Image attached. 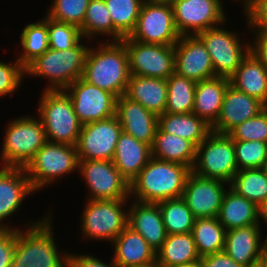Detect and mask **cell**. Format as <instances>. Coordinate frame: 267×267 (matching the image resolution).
<instances>
[{
	"instance_id": "obj_7",
	"label": "cell",
	"mask_w": 267,
	"mask_h": 267,
	"mask_svg": "<svg viewBox=\"0 0 267 267\" xmlns=\"http://www.w3.org/2000/svg\"><path fill=\"white\" fill-rule=\"evenodd\" d=\"M76 146L47 141L24 167L34 192L61 176L78 171Z\"/></svg>"
},
{
	"instance_id": "obj_23",
	"label": "cell",
	"mask_w": 267,
	"mask_h": 267,
	"mask_svg": "<svg viewBox=\"0 0 267 267\" xmlns=\"http://www.w3.org/2000/svg\"><path fill=\"white\" fill-rule=\"evenodd\" d=\"M128 211V226L139 233L157 252L165 239L167 232L158 203H143L131 201Z\"/></svg>"
},
{
	"instance_id": "obj_1",
	"label": "cell",
	"mask_w": 267,
	"mask_h": 267,
	"mask_svg": "<svg viewBox=\"0 0 267 267\" xmlns=\"http://www.w3.org/2000/svg\"><path fill=\"white\" fill-rule=\"evenodd\" d=\"M191 172L188 166L151 157L130 183V196L143 203L181 198Z\"/></svg>"
},
{
	"instance_id": "obj_39",
	"label": "cell",
	"mask_w": 267,
	"mask_h": 267,
	"mask_svg": "<svg viewBox=\"0 0 267 267\" xmlns=\"http://www.w3.org/2000/svg\"><path fill=\"white\" fill-rule=\"evenodd\" d=\"M80 31L84 39L107 34L106 36H112L113 41V22L104 0H90Z\"/></svg>"
},
{
	"instance_id": "obj_12",
	"label": "cell",
	"mask_w": 267,
	"mask_h": 267,
	"mask_svg": "<svg viewBox=\"0 0 267 267\" xmlns=\"http://www.w3.org/2000/svg\"><path fill=\"white\" fill-rule=\"evenodd\" d=\"M129 37L142 43L175 45L181 35L175 26L172 4L144 1Z\"/></svg>"
},
{
	"instance_id": "obj_40",
	"label": "cell",
	"mask_w": 267,
	"mask_h": 267,
	"mask_svg": "<svg viewBox=\"0 0 267 267\" xmlns=\"http://www.w3.org/2000/svg\"><path fill=\"white\" fill-rule=\"evenodd\" d=\"M44 17L42 20L47 24L50 49L68 50L84 39L79 27L53 20L47 15Z\"/></svg>"
},
{
	"instance_id": "obj_8",
	"label": "cell",
	"mask_w": 267,
	"mask_h": 267,
	"mask_svg": "<svg viewBox=\"0 0 267 267\" xmlns=\"http://www.w3.org/2000/svg\"><path fill=\"white\" fill-rule=\"evenodd\" d=\"M234 140L228 134L211 132L198 146L192 172L230 184L238 172Z\"/></svg>"
},
{
	"instance_id": "obj_22",
	"label": "cell",
	"mask_w": 267,
	"mask_h": 267,
	"mask_svg": "<svg viewBox=\"0 0 267 267\" xmlns=\"http://www.w3.org/2000/svg\"><path fill=\"white\" fill-rule=\"evenodd\" d=\"M259 224L226 231L224 251L244 267H256L265 241Z\"/></svg>"
},
{
	"instance_id": "obj_15",
	"label": "cell",
	"mask_w": 267,
	"mask_h": 267,
	"mask_svg": "<svg viewBox=\"0 0 267 267\" xmlns=\"http://www.w3.org/2000/svg\"><path fill=\"white\" fill-rule=\"evenodd\" d=\"M122 131L116 115L83 124L76 144L78 160L112 161Z\"/></svg>"
},
{
	"instance_id": "obj_51",
	"label": "cell",
	"mask_w": 267,
	"mask_h": 267,
	"mask_svg": "<svg viewBox=\"0 0 267 267\" xmlns=\"http://www.w3.org/2000/svg\"><path fill=\"white\" fill-rule=\"evenodd\" d=\"M256 267H267V235Z\"/></svg>"
},
{
	"instance_id": "obj_34",
	"label": "cell",
	"mask_w": 267,
	"mask_h": 267,
	"mask_svg": "<svg viewBox=\"0 0 267 267\" xmlns=\"http://www.w3.org/2000/svg\"><path fill=\"white\" fill-rule=\"evenodd\" d=\"M113 22V41H121L134 31L144 0H104Z\"/></svg>"
},
{
	"instance_id": "obj_43",
	"label": "cell",
	"mask_w": 267,
	"mask_h": 267,
	"mask_svg": "<svg viewBox=\"0 0 267 267\" xmlns=\"http://www.w3.org/2000/svg\"><path fill=\"white\" fill-rule=\"evenodd\" d=\"M228 135L233 140L261 141L267 143V107L257 116L234 127Z\"/></svg>"
},
{
	"instance_id": "obj_35",
	"label": "cell",
	"mask_w": 267,
	"mask_h": 267,
	"mask_svg": "<svg viewBox=\"0 0 267 267\" xmlns=\"http://www.w3.org/2000/svg\"><path fill=\"white\" fill-rule=\"evenodd\" d=\"M166 113L186 114L193 111L196 83L174 72L167 80Z\"/></svg>"
},
{
	"instance_id": "obj_54",
	"label": "cell",
	"mask_w": 267,
	"mask_h": 267,
	"mask_svg": "<svg viewBox=\"0 0 267 267\" xmlns=\"http://www.w3.org/2000/svg\"><path fill=\"white\" fill-rule=\"evenodd\" d=\"M261 171L263 172V174L265 175V177L267 178V160L264 162V164L260 167Z\"/></svg>"
},
{
	"instance_id": "obj_19",
	"label": "cell",
	"mask_w": 267,
	"mask_h": 267,
	"mask_svg": "<svg viewBox=\"0 0 267 267\" xmlns=\"http://www.w3.org/2000/svg\"><path fill=\"white\" fill-rule=\"evenodd\" d=\"M265 108L261 101L229 84L224 93L219 117L211 126L212 132L228 134L238 124L257 116Z\"/></svg>"
},
{
	"instance_id": "obj_9",
	"label": "cell",
	"mask_w": 267,
	"mask_h": 267,
	"mask_svg": "<svg viewBox=\"0 0 267 267\" xmlns=\"http://www.w3.org/2000/svg\"><path fill=\"white\" fill-rule=\"evenodd\" d=\"M86 202L80 225L82 236L112 243L128 226V212L123 208L128 200L87 199Z\"/></svg>"
},
{
	"instance_id": "obj_52",
	"label": "cell",
	"mask_w": 267,
	"mask_h": 267,
	"mask_svg": "<svg viewBox=\"0 0 267 267\" xmlns=\"http://www.w3.org/2000/svg\"><path fill=\"white\" fill-rule=\"evenodd\" d=\"M177 267H204V264L200 259H198L197 261H194V262H191V263H187V264H184V265H181V266H177Z\"/></svg>"
},
{
	"instance_id": "obj_41",
	"label": "cell",
	"mask_w": 267,
	"mask_h": 267,
	"mask_svg": "<svg viewBox=\"0 0 267 267\" xmlns=\"http://www.w3.org/2000/svg\"><path fill=\"white\" fill-rule=\"evenodd\" d=\"M90 0H52L47 16L53 20L81 27Z\"/></svg>"
},
{
	"instance_id": "obj_25",
	"label": "cell",
	"mask_w": 267,
	"mask_h": 267,
	"mask_svg": "<svg viewBox=\"0 0 267 267\" xmlns=\"http://www.w3.org/2000/svg\"><path fill=\"white\" fill-rule=\"evenodd\" d=\"M151 146L122 131L116 144L113 164L130 184L151 158Z\"/></svg>"
},
{
	"instance_id": "obj_28",
	"label": "cell",
	"mask_w": 267,
	"mask_h": 267,
	"mask_svg": "<svg viewBox=\"0 0 267 267\" xmlns=\"http://www.w3.org/2000/svg\"><path fill=\"white\" fill-rule=\"evenodd\" d=\"M229 78L215 76L198 81L195 87L193 113L212 126L218 119Z\"/></svg>"
},
{
	"instance_id": "obj_21",
	"label": "cell",
	"mask_w": 267,
	"mask_h": 267,
	"mask_svg": "<svg viewBox=\"0 0 267 267\" xmlns=\"http://www.w3.org/2000/svg\"><path fill=\"white\" fill-rule=\"evenodd\" d=\"M116 116L125 133L152 146L158 128L156 114L148 111L140 103L122 95L116 100Z\"/></svg>"
},
{
	"instance_id": "obj_30",
	"label": "cell",
	"mask_w": 267,
	"mask_h": 267,
	"mask_svg": "<svg viewBox=\"0 0 267 267\" xmlns=\"http://www.w3.org/2000/svg\"><path fill=\"white\" fill-rule=\"evenodd\" d=\"M257 204L237 194L230 187L226 190L220 212L219 223L226 231L258 224Z\"/></svg>"
},
{
	"instance_id": "obj_31",
	"label": "cell",
	"mask_w": 267,
	"mask_h": 267,
	"mask_svg": "<svg viewBox=\"0 0 267 267\" xmlns=\"http://www.w3.org/2000/svg\"><path fill=\"white\" fill-rule=\"evenodd\" d=\"M158 127L165 133L191 141L196 147L212 132L211 126L193 112H165L158 116Z\"/></svg>"
},
{
	"instance_id": "obj_49",
	"label": "cell",
	"mask_w": 267,
	"mask_h": 267,
	"mask_svg": "<svg viewBox=\"0 0 267 267\" xmlns=\"http://www.w3.org/2000/svg\"><path fill=\"white\" fill-rule=\"evenodd\" d=\"M201 260L204 267H244L236 263L225 251L203 256Z\"/></svg>"
},
{
	"instance_id": "obj_48",
	"label": "cell",
	"mask_w": 267,
	"mask_h": 267,
	"mask_svg": "<svg viewBox=\"0 0 267 267\" xmlns=\"http://www.w3.org/2000/svg\"><path fill=\"white\" fill-rule=\"evenodd\" d=\"M67 267H118L113 259L110 263L106 264L101 259L90 255L79 254L73 255L69 253L67 259Z\"/></svg>"
},
{
	"instance_id": "obj_53",
	"label": "cell",
	"mask_w": 267,
	"mask_h": 267,
	"mask_svg": "<svg viewBox=\"0 0 267 267\" xmlns=\"http://www.w3.org/2000/svg\"><path fill=\"white\" fill-rule=\"evenodd\" d=\"M144 1L153 2V3L172 4L175 0H144Z\"/></svg>"
},
{
	"instance_id": "obj_56",
	"label": "cell",
	"mask_w": 267,
	"mask_h": 267,
	"mask_svg": "<svg viewBox=\"0 0 267 267\" xmlns=\"http://www.w3.org/2000/svg\"><path fill=\"white\" fill-rule=\"evenodd\" d=\"M235 1H237V0H235ZM241 1H243V0H241ZM241 4H243L244 5V8H245L247 6V0H244L243 3H241Z\"/></svg>"
},
{
	"instance_id": "obj_20",
	"label": "cell",
	"mask_w": 267,
	"mask_h": 267,
	"mask_svg": "<svg viewBox=\"0 0 267 267\" xmlns=\"http://www.w3.org/2000/svg\"><path fill=\"white\" fill-rule=\"evenodd\" d=\"M34 193L26 171L22 167H4L0 169V229H12L4 224L5 219L21 208L26 196Z\"/></svg>"
},
{
	"instance_id": "obj_42",
	"label": "cell",
	"mask_w": 267,
	"mask_h": 267,
	"mask_svg": "<svg viewBox=\"0 0 267 267\" xmlns=\"http://www.w3.org/2000/svg\"><path fill=\"white\" fill-rule=\"evenodd\" d=\"M238 170L260 168L267 160V143L234 140Z\"/></svg>"
},
{
	"instance_id": "obj_24",
	"label": "cell",
	"mask_w": 267,
	"mask_h": 267,
	"mask_svg": "<svg viewBox=\"0 0 267 267\" xmlns=\"http://www.w3.org/2000/svg\"><path fill=\"white\" fill-rule=\"evenodd\" d=\"M113 262L118 267L149 266L156 262V251L131 227L127 226L111 243Z\"/></svg>"
},
{
	"instance_id": "obj_44",
	"label": "cell",
	"mask_w": 267,
	"mask_h": 267,
	"mask_svg": "<svg viewBox=\"0 0 267 267\" xmlns=\"http://www.w3.org/2000/svg\"><path fill=\"white\" fill-rule=\"evenodd\" d=\"M25 68L16 59L14 63L0 61V97L13 94L20 88Z\"/></svg>"
},
{
	"instance_id": "obj_6",
	"label": "cell",
	"mask_w": 267,
	"mask_h": 267,
	"mask_svg": "<svg viewBox=\"0 0 267 267\" xmlns=\"http://www.w3.org/2000/svg\"><path fill=\"white\" fill-rule=\"evenodd\" d=\"M6 127L0 159L4 167H22L47 142L40 118L23 116L9 121Z\"/></svg>"
},
{
	"instance_id": "obj_14",
	"label": "cell",
	"mask_w": 267,
	"mask_h": 267,
	"mask_svg": "<svg viewBox=\"0 0 267 267\" xmlns=\"http://www.w3.org/2000/svg\"><path fill=\"white\" fill-rule=\"evenodd\" d=\"M222 0H175L174 22L181 36H195L209 28L223 25L226 15Z\"/></svg>"
},
{
	"instance_id": "obj_47",
	"label": "cell",
	"mask_w": 267,
	"mask_h": 267,
	"mask_svg": "<svg viewBox=\"0 0 267 267\" xmlns=\"http://www.w3.org/2000/svg\"><path fill=\"white\" fill-rule=\"evenodd\" d=\"M250 31L255 32V42L250 43V53L267 69V28H250Z\"/></svg>"
},
{
	"instance_id": "obj_5",
	"label": "cell",
	"mask_w": 267,
	"mask_h": 267,
	"mask_svg": "<svg viewBox=\"0 0 267 267\" xmlns=\"http://www.w3.org/2000/svg\"><path fill=\"white\" fill-rule=\"evenodd\" d=\"M38 107L47 141L76 146L82 124L68 93L65 90H44Z\"/></svg>"
},
{
	"instance_id": "obj_38",
	"label": "cell",
	"mask_w": 267,
	"mask_h": 267,
	"mask_svg": "<svg viewBox=\"0 0 267 267\" xmlns=\"http://www.w3.org/2000/svg\"><path fill=\"white\" fill-rule=\"evenodd\" d=\"M229 187L257 205L267 199V178L260 168L239 170Z\"/></svg>"
},
{
	"instance_id": "obj_33",
	"label": "cell",
	"mask_w": 267,
	"mask_h": 267,
	"mask_svg": "<svg viewBox=\"0 0 267 267\" xmlns=\"http://www.w3.org/2000/svg\"><path fill=\"white\" fill-rule=\"evenodd\" d=\"M191 233L200 258L224 251L226 229L218 218H196Z\"/></svg>"
},
{
	"instance_id": "obj_2",
	"label": "cell",
	"mask_w": 267,
	"mask_h": 267,
	"mask_svg": "<svg viewBox=\"0 0 267 267\" xmlns=\"http://www.w3.org/2000/svg\"><path fill=\"white\" fill-rule=\"evenodd\" d=\"M51 215L30 222L24 231L15 229L11 267H67L69 253L58 251Z\"/></svg>"
},
{
	"instance_id": "obj_11",
	"label": "cell",
	"mask_w": 267,
	"mask_h": 267,
	"mask_svg": "<svg viewBox=\"0 0 267 267\" xmlns=\"http://www.w3.org/2000/svg\"><path fill=\"white\" fill-rule=\"evenodd\" d=\"M121 41L128 53L130 75L167 80L175 72L174 45L142 43L129 36Z\"/></svg>"
},
{
	"instance_id": "obj_45",
	"label": "cell",
	"mask_w": 267,
	"mask_h": 267,
	"mask_svg": "<svg viewBox=\"0 0 267 267\" xmlns=\"http://www.w3.org/2000/svg\"><path fill=\"white\" fill-rule=\"evenodd\" d=\"M243 10L248 28H267V0H247Z\"/></svg>"
},
{
	"instance_id": "obj_17",
	"label": "cell",
	"mask_w": 267,
	"mask_h": 267,
	"mask_svg": "<svg viewBox=\"0 0 267 267\" xmlns=\"http://www.w3.org/2000/svg\"><path fill=\"white\" fill-rule=\"evenodd\" d=\"M218 179L205 178L191 172L187 178L182 199L195 218H217L223 196L229 187Z\"/></svg>"
},
{
	"instance_id": "obj_46",
	"label": "cell",
	"mask_w": 267,
	"mask_h": 267,
	"mask_svg": "<svg viewBox=\"0 0 267 267\" xmlns=\"http://www.w3.org/2000/svg\"><path fill=\"white\" fill-rule=\"evenodd\" d=\"M0 229V267H11L15 250V229Z\"/></svg>"
},
{
	"instance_id": "obj_10",
	"label": "cell",
	"mask_w": 267,
	"mask_h": 267,
	"mask_svg": "<svg viewBox=\"0 0 267 267\" xmlns=\"http://www.w3.org/2000/svg\"><path fill=\"white\" fill-rule=\"evenodd\" d=\"M221 26L209 28L196 36L210 55L215 76L229 78L250 52V44L244 45L237 32L220 28Z\"/></svg>"
},
{
	"instance_id": "obj_37",
	"label": "cell",
	"mask_w": 267,
	"mask_h": 267,
	"mask_svg": "<svg viewBox=\"0 0 267 267\" xmlns=\"http://www.w3.org/2000/svg\"><path fill=\"white\" fill-rule=\"evenodd\" d=\"M168 235L191 233L195 217L182 198L158 202Z\"/></svg>"
},
{
	"instance_id": "obj_55",
	"label": "cell",
	"mask_w": 267,
	"mask_h": 267,
	"mask_svg": "<svg viewBox=\"0 0 267 267\" xmlns=\"http://www.w3.org/2000/svg\"><path fill=\"white\" fill-rule=\"evenodd\" d=\"M153 267H168V266H164V265H162V264H159L158 262H155V263L153 264Z\"/></svg>"
},
{
	"instance_id": "obj_26",
	"label": "cell",
	"mask_w": 267,
	"mask_h": 267,
	"mask_svg": "<svg viewBox=\"0 0 267 267\" xmlns=\"http://www.w3.org/2000/svg\"><path fill=\"white\" fill-rule=\"evenodd\" d=\"M124 95L160 116L165 113L167 104L166 79L130 75Z\"/></svg>"
},
{
	"instance_id": "obj_16",
	"label": "cell",
	"mask_w": 267,
	"mask_h": 267,
	"mask_svg": "<svg viewBox=\"0 0 267 267\" xmlns=\"http://www.w3.org/2000/svg\"><path fill=\"white\" fill-rule=\"evenodd\" d=\"M65 91L68 93L74 112L82 125L116 115L117 97L82 78L71 83Z\"/></svg>"
},
{
	"instance_id": "obj_3",
	"label": "cell",
	"mask_w": 267,
	"mask_h": 267,
	"mask_svg": "<svg viewBox=\"0 0 267 267\" xmlns=\"http://www.w3.org/2000/svg\"><path fill=\"white\" fill-rule=\"evenodd\" d=\"M98 43V48L89 47L81 78L119 98L125 94L130 77L125 44L122 41Z\"/></svg>"
},
{
	"instance_id": "obj_27",
	"label": "cell",
	"mask_w": 267,
	"mask_h": 267,
	"mask_svg": "<svg viewBox=\"0 0 267 267\" xmlns=\"http://www.w3.org/2000/svg\"><path fill=\"white\" fill-rule=\"evenodd\" d=\"M235 89L261 101L267 107V69L252 54L243 59L237 70L229 77Z\"/></svg>"
},
{
	"instance_id": "obj_4",
	"label": "cell",
	"mask_w": 267,
	"mask_h": 267,
	"mask_svg": "<svg viewBox=\"0 0 267 267\" xmlns=\"http://www.w3.org/2000/svg\"><path fill=\"white\" fill-rule=\"evenodd\" d=\"M89 45L81 41L68 50L48 49L26 68L25 74L48 79L44 90H65L82 77Z\"/></svg>"
},
{
	"instance_id": "obj_13",
	"label": "cell",
	"mask_w": 267,
	"mask_h": 267,
	"mask_svg": "<svg viewBox=\"0 0 267 267\" xmlns=\"http://www.w3.org/2000/svg\"><path fill=\"white\" fill-rule=\"evenodd\" d=\"M78 173L90 192L89 200H128L130 184L112 161L79 160Z\"/></svg>"
},
{
	"instance_id": "obj_32",
	"label": "cell",
	"mask_w": 267,
	"mask_h": 267,
	"mask_svg": "<svg viewBox=\"0 0 267 267\" xmlns=\"http://www.w3.org/2000/svg\"><path fill=\"white\" fill-rule=\"evenodd\" d=\"M200 259L192 233L167 235L162 247L156 252V262L177 267Z\"/></svg>"
},
{
	"instance_id": "obj_50",
	"label": "cell",
	"mask_w": 267,
	"mask_h": 267,
	"mask_svg": "<svg viewBox=\"0 0 267 267\" xmlns=\"http://www.w3.org/2000/svg\"><path fill=\"white\" fill-rule=\"evenodd\" d=\"M257 210L258 224L261 226V221H264V223L267 224V199L257 205Z\"/></svg>"
},
{
	"instance_id": "obj_18",
	"label": "cell",
	"mask_w": 267,
	"mask_h": 267,
	"mask_svg": "<svg viewBox=\"0 0 267 267\" xmlns=\"http://www.w3.org/2000/svg\"><path fill=\"white\" fill-rule=\"evenodd\" d=\"M175 72L195 82L215 77L210 55L195 36H181L174 45Z\"/></svg>"
},
{
	"instance_id": "obj_36",
	"label": "cell",
	"mask_w": 267,
	"mask_h": 267,
	"mask_svg": "<svg viewBox=\"0 0 267 267\" xmlns=\"http://www.w3.org/2000/svg\"><path fill=\"white\" fill-rule=\"evenodd\" d=\"M20 36V43L24 52L19 55L17 60L26 68L49 49L47 24L43 20L36 23H27Z\"/></svg>"
},
{
	"instance_id": "obj_57",
	"label": "cell",
	"mask_w": 267,
	"mask_h": 267,
	"mask_svg": "<svg viewBox=\"0 0 267 267\" xmlns=\"http://www.w3.org/2000/svg\"><path fill=\"white\" fill-rule=\"evenodd\" d=\"M141 267H153V264L152 265H149V266H141Z\"/></svg>"
},
{
	"instance_id": "obj_29",
	"label": "cell",
	"mask_w": 267,
	"mask_h": 267,
	"mask_svg": "<svg viewBox=\"0 0 267 267\" xmlns=\"http://www.w3.org/2000/svg\"><path fill=\"white\" fill-rule=\"evenodd\" d=\"M197 147L182 137L156 129L151 156L163 161L174 162L193 168Z\"/></svg>"
}]
</instances>
